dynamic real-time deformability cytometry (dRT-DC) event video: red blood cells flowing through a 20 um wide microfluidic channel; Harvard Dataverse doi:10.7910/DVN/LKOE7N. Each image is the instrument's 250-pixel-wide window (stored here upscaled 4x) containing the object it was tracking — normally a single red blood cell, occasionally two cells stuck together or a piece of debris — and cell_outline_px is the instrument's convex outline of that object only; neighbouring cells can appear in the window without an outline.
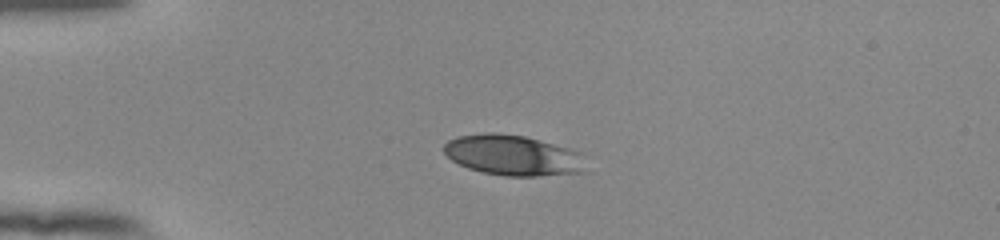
{"species": "human", "species_latin": "Homo sapiens", "temperature_condition": "room temperature", "stored_images_in_passage": 41, "camera_frame_rate_fps": 3000, "um_per_image_px": 0.085, "donor": {"sex": "female"}, "frame": {"image": 1, "passage_image": 1, "time_ms": 0.0, "image_size_px": [1000, 240], "cell_outline_px": [[588, 172], [536, 176], [504, 176], [484, 172], [468, 168], [452, 160], [444, 152], [444, 144], [448, 140], [456, 136], [484, 132], [496, 132], [524, 136], [568, 148], [580, 152]], "centroid_in_image_um": [43.6, 13.2], "position_along_channel_um": 41.4, "area_um2": 33.58}}
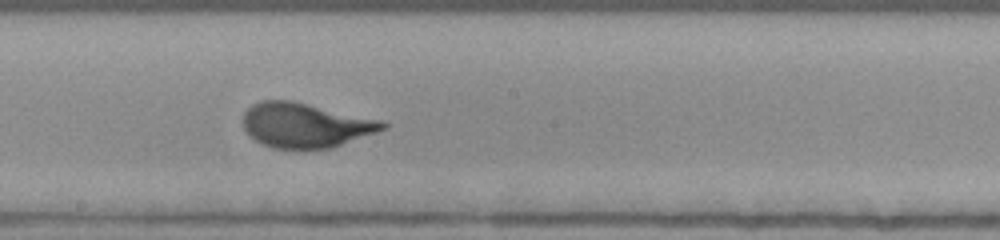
{"frame": {"image": 2, "passage_image": 18, "time_ms": 5.667, "image_size_px": [1000, 240], "cell_outline_px": [[388, 128], [332, 148], [272, 148], [256, 140], [244, 128], [244, 112], [252, 104], [260, 100], [288, 100], [380, 120], [388, 124]], "centroid_in_image_um": [25.96, 10.64], "position_along_channel_um": 222.2, "area_um2": 35.72}}
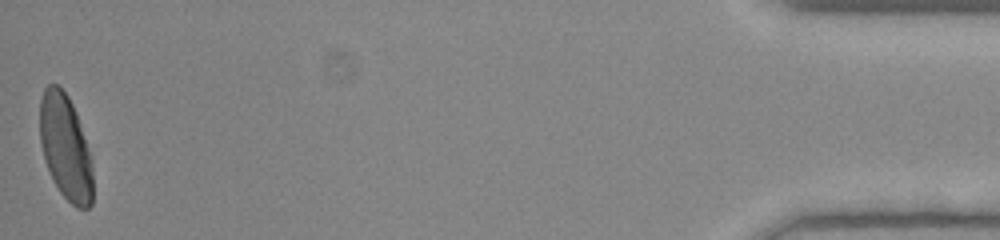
{"frame": {"image": 3, "passage_image": 41, "time_ms": 13.333, "image_size_px": [1000, 240], "cell_outline_px": [[92, 204], [88, 208], [76, 208], [60, 192], [52, 180], [44, 160], [40, 144], [40, 100], [44, 88], [48, 84], [56, 84], [68, 96], [76, 112], [88, 152], [92, 168]], "centroid_in_image_um": [5.53, 12.53], "position_along_channel_um": 429.7, "area_um2": 32.14}, "authors_computed_cell_mechanics": {"area_um2": 35.6048, "velocity_mm_per_s": 3.8365, "shape_relaxation_time_tau1_ms": 3.2619, "shape_relaxation_time_tau2_ms": null, "deformation_change_tau1": 0.1785, "deformation_change_tau2": null}}